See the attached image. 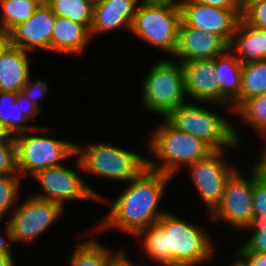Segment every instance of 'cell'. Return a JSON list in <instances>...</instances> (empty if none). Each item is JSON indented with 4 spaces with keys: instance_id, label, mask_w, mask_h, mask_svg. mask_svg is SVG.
Returning a JSON list of instances; mask_svg holds the SVG:
<instances>
[{
    "instance_id": "obj_33",
    "label": "cell",
    "mask_w": 266,
    "mask_h": 266,
    "mask_svg": "<svg viewBox=\"0 0 266 266\" xmlns=\"http://www.w3.org/2000/svg\"><path fill=\"white\" fill-rule=\"evenodd\" d=\"M32 74L29 75L28 81L22 88V93L26 95V97L35 103L38 108L42 110V107L40 106V101L43 96L48 95L50 90V84L44 79L37 78L35 80H32Z\"/></svg>"
},
{
    "instance_id": "obj_42",
    "label": "cell",
    "mask_w": 266,
    "mask_h": 266,
    "mask_svg": "<svg viewBox=\"0 0 266 266\" xmlns=\"http://www.w3.org/2000/svg\"><path fill=\"white\" fill-rule=\"evenodd\" d=\"M142 1L150 4L168 5L181 9V6L184 4L186 0H142Z\"/></svg>"
},
{
    "instance_id": "obj_22",
    "label": "cell",
    "mask_w": 266,
    "mask_h": 266,
    "mask_svg": "<svg viewBox=\"0 0 266 266\" xmlns=\"http://www.w3.org/2000/svg\"><path fill=\"white\" fill-rule=\"evenodd\" d=\"M241 66V62L230 49L214 59V75L220 89V104L231 107L240 97Z\"/></svg>"
},
{
    "instance_id": "obj_28",
    "label": "cell",
    "mask_w": 266,
    "mask_h": 266,
    "mask_svg": "<svg viewBox=\"0 0 266 266\" xmlns=\"http://www.w3.org/2000/svg\"><path fill=\"white\" fill-rule=\"evenodd\" d=\"M94 2L95 0H52L48 5L56 16L71 19L90 30Z\"/></svg>"
},
{
    "instance_id": "obj_5",
    "label": "cell",
    "mask_w": 266,
    "mask_h": 266,
    "mask_svg": "<svg viewBox=\"0 0 266 266\" xmlns=\"http://www.w3.org/2000/svg\"><path fill=\"white\" fill-rule=\"evenodd\" d=\"M156 224L166 233L167 253L174 259V266H202L217 252L203 225H195L170 211Z\"/></svg>"
},
{
    "instance_id": "obj_8",
    "label": "cell",
    "mask_w": 266,
    "mask_h": 266,
    "mask_svg": "<svg viewBox=\"0 0 266 266\" xmlns=\"http://www.w3.org/2000/svg\"><path fill=\"white\" fill-rule=\"evenodd\" d=\"M74 159L73 168L76 167L78 170H73L70 167L68 168L64 163L60 166L42 169L31 176L39 183V187H41L42 191L39 190V192L32 193L31 196L59 204L63 208L66 206L65 202L68 201L83 202L92 200L93 202H98L102 194L94 190V188L81 177L83 169L76 153L72 156L73 161Z\"/></svg>"
},
{
    "instance_id": "obj_11",
    "label": "cell",
    "mask_w": 266,
    "mask_h": 266,
    "mask_svg": "<svg viewBox=\"0 0 266 266\" xmlns=\"http://www.w3.org/2000/svg\"><path fill=\"white\" fill-rule=\"evenodd\" d=\"M16 207L5 223L11 227L15 243L21 244L35 243L64 213L61 205L31 195Z\"/></svg>"
},
{
    "instance_id": "obj_27",
    "label": "cell",
    "mask_w": 266,
    "mask_h": 266,
    "mask_svg": "<svg viewBox=\"0 0 266 266\" xmlns=\"http://www.w3.org/2000/svg\"><path fill=\"white\" fill-rule=\"evenodd\" d=\"M234 114L241 122L254 129L257 136L266 135V94L246 99Z\"/></svg>"
},
{
    "instance_id": "obj_31",
    "label": "cell",
    "mask_w": 266,
    "mask_h": 266,
    "mask_svg": "<svg viewBox=\"0 0 266 266\" xmlns=\"http://www.w3.org/2000/svg\"><path fill=\"white\" fill-rule=\"evenodd\" d=\"M252 204L254 216L266 215V177L262 176L256 167Z\"/></svg>"
},
{
    "instance_id": "obj_14",
    "label": "cell",
    "mask_w": 266,
    "mask_h": 266,
    "mask_svg": "<svg viewBox=\"0 0 266 266\" xmlns=\"http://www.w3.org/2000/svg\"><path fill=\"white\" fill-rule=\"evenodd\" d=\"M56 15L49 5L40 4L33 15L9 31L12 46L26 52H51V34Z\"/></svg>"
},
{
    "instance_id": "obj_16",
    "label": "cell",
    "mask_w": 266,
    "mask_h": 266,
    "mask_svg": "<svg viewBox=\"0 0 266 266\" xmlns=\"http://www.w3.org/2000/svg\"><path fill=\"white\" fill-rule=\"evenodd\" d=\"M184 73V84L187 98L191 102H204L205 105L213 104L217 108L222 106L231 114V107L220 104V89L214 71V59L190 60L181 62Z\"/></svg>"
},
{
    "instance_id": "obj_2",
    "label": "cell",
    "mask_w": 266,
    "mask_h": 266,
    "mask_svg": "<svg viewBox=\"0 0 266 266\" xmlns=\"http://www.w3.org/2000/svg\"><path fill=\"white\" fill-rule=\"evenodd\" d=\"M147 139V168L175 177L182 168L209 156L214 150L204 141L173 127L165 118Z\"/></svg>"
},
{
    "instance_id": "obj_39",
    "label": "cell",
    "mask_w": 266,
    "mask_h": 266,
    "mask_svg": "<svg viewBox=\"0 0 266 266\" xmlns=\"http://www.w3.org/2000/svg\"><path fill=\"white\" fill-rule=\"evenodd\" d=\"M262 139V141L264 140L265 143H263V149L261 151V154H259V156H257V158L255 159L256 162L253 164L259 171V173L266 177V135L260 137Z\"/></svg>"
},
{
    "instance_id": "obj_19",
    "label": "cell",
    "mask_w": 266,
    "mask_h": 266,
    "mask_svg": "<svg viewBox=\"0 0 266 266\" xmlns=\"http://www.w3.org/2000/svg\"><path fill=\"white\" fill-rule=\"evenodd\" d=\"M91 41L90 30L85 25L56 16L51 34V53L80 56Z\"/></svg>"
},
{
    "instance_id": "obj_4",
    "label": "cell",
    "mask_w": 266,
    "mask_h": 266,
    "mask_svg": "<svg viewBox=\"0 0 266 266\" xmlns=\"http://www.w3.org/2000/svg\"><path fill=\"white\" fill-rule=\"evenodd\" d=\"M121 147L98 141L76 144L83 173L125 183L137 178L147 168L146 155Z\"/></svg>"
},
{
    "instance_id": "obj_46",
    "label": "cell",
    "mask_w": 266,
    "mask_h": 266,
    "mask_svg": "<svg viewBox=\"0 0 266 266\" xmlns=\"http://www.w3.org/2000/svg\"><path fill=\"white\" fill-rule=\"evenodd\" d=\"M257 1H261V0H237V3H238V6L241 12H243L248 6H250L252 3L257 2Z\"/></svg>"
},
{
    "instance_id": "obj_17",
    "label": "cell",
    "mask_w": 266,
    "mask_h": 266,
    "mask_svg": "<svg viewBox=\"0 0 266 266\" xmlns=\"http://www.w3.org/2000/svg\"><path fill=\"white\" fill-rule=\"evenodd\" d=\"M140 2L141 0H95L91 38L119 28L130 32Z\"/></svg>"
},
{
    "instance_id": "obj_34",
    "label": "cell",
    "mask_w": 266,
    "mask_h": 266,
    "mask_svg": "<svg viewBox=\"0 0 266 266\" xmlns=\"http://www.w3.org/2000/svg\"><path fill=\"white\" fill-rule=\"evenodd\" d=\"M249 237L242 242L237 252H260L266 254V229L264 230H244Z\"/></svg>"
},
{
    "instance_id": "obj_26",
    "label": "cell",
    "mask_w": 266,
    "mask_h": 266,
    "mask_svg": "<svg viewBox=\"0 0 266 266\" xmlns=\"http://www.w3.org/2000/svg\"><path fill=\"white\" fill-rule=\"evenodd\" d=\"M39 5L36 0H0V30L9 32L25 22Z\"/></svg>"
},
{
    "instance_id": "obj_3",
    "label": "cell",
    "mask_w": 266,
    "mask_h": 266,
    "mask_svg": "<svg viewBox=\"0 0 266 266\" xmlns=\"http://www.w3.org/2000/svg\"><path fill=\"white\" fill-rule=\"evenodd\" d=\"M203 105L204 102L189 101L172 110L165 119L176 129L204 141L214 151L239 149L242 139L232 121Z\"/></svg>"
},
{
    "instance_id": "obj_29",
    "label": "cell",
    "mask_w": 266,
    "mask_h": 266,
    "mask_svg": "<svg viewBox=\"0 0 266 266\" xmlns=\"http://www.w3.org/2000/svg\"><path fill=\"white\" fill-rule=\"evenodd\" d=\"M23 180L20 175L0 176V223L18 205Z\"/></svg>"
},
{
    "instance_id": "obj_6",
    "label": "cell",
    "mask_w": 266,
    "mask_h": 266,
    "mask_svg": "<svg viewBox=\"0 0 266 266\" xmlns=\"http://www.w3.org/2000/svg\"><path fill=\"white\" fill-rule=\"evenodd\" d=\"M143 77L141 107L147 112L165 118L172 110L189 102L181 62L171 58L158 60Z\"/></svg>"
},
{
    "instance_id": "obj_38",
    "label": "cell",
    "mask_w": 266,
    "mask_h": 266,
    "mask_svg": "<svg viewBox=\"0 0 266 266\" xmlns=\"http://www.w3.org/2000/svg\"><path fill=\"white\" fill-rule=\"evenodd\" d=\"M194 1L222 9H240L237 0H194Z\"/></svg>"
},
{
    "instance_id": "obj_1",
    "label": "cell",
    "mask_w": 266,
    "mask_h": 266,
    "mask_svg": "<svg viewBox=\"0 0 266 266\" xmlns=\"http://www.w3.org/2000/svg\"><path fill=\"white\" fill-rule=\"evenodd\" d=\"M172 179L174 177L168 174L146 168L137 178L127 182L126 188L113 201L103 195L98 202L110 205L109 210L93 230L99 233L118 229L134 237L140 230L156 224L167 212L159 205Z\"/></svg>"
},
{
    "instance_id": "obj_13",
    "label": "cell",
    "mask_w": 266,
    "mask_h": 266,
    "mask_svg": "<svg viewBox=\"0 0 266 266\" xmlns=\"http://www.w3.org/2000/svg\"><path fill=\"white\" fill-rule=\"evenodd\" d=\"M241 18L240 9H222L194 0L181 6V20L186 25L220 35L229 45Z\"/></svg>"
},
{
    "instance_id": "obj_44",
    "label": "cell",
    "mask_w": 266,
    "mask_h": 266,
    "mask_svg": "<svg viewBox=\"0 0 266 266\" xmlns=\"http://www.w3.org/2000/svg\"><path fill=\"white\" fill-rule=\"evenodd\" d=\"M15 264L13 257L0 252V266H15Z\"/></svg>"
},
{
    "instance_id": "obj_30",
    "label": "cell",
    "mask_w": 266,
    "mask_h": 266,
    "mask_svg": "<svg viewBox=\"0 0 266 266\" xmlns=\"http://www.w3.org/2000/svg\"><path fill=\"white\" fill-rule=\"evenodd\" d=\"M19 175L15 141H0V176Z\"/></svg>"
},
{
    "instance_id": "obj_40",
    "label": "cell",
    "mask_w": 266,
    "mask_h": 266,
    "mask_svg": "<svg viewBox=\"0 0 266 266\" xmlns=\"http://www.w3.org/2000/svg\"><path fill=\"white\" fill-rule=\"evenodd\" d=\"M266 229V215L261 214L258 216H253L250 224L245 230H264Z\"/></svg>"
},
{
    "instance_id": "obj_10",
    "label": "cell",
    "mask_w": 266,
    "mask_h": 266,
    "mask_svg": "<svg viewBox=\"0 0 266 266\" xmlns=\"http://www.w3.org/2000/svg\"><path fill=\"white\" fill-rule=\"evenodd\" d=\"M239 169L228 179L221 202L208 216L213 223H227L237 230L244 231L254 216L252 194L255 166L249 177L242 174Z\"/></svg>"
},
{
    "instance_id": "obj_37",
    "label": "cell",
    "mask_w": 266,
    "mask_h": 266,
    "mask_svg": "<svg viewBox=\"0 0 266 266\" xmlns=\"http://www.w3.org/2000/svg\"><path fill=\"white\" fill-rule=\"evenodd\" d=\"M250 266H266V254L260 252H238Z\"/></svg>"
},
{
    "instance_id": "obj_36",
    "label": "cell",
    "mask_w": 266,
    "mask_h": 266,
    "mask_svg": "<svg viewBox=\"0 0 266 266\" xmlns=\"http://www.w3.org/2000/svg\"><path fill=\"white\" fill-rule=\"evenodd\" d=\"M5 225L6 226H4L3 232L0 231V252L14 257L12 254V247L10 248V245H12V243L14 244L15 240L11 227L7 223Z\"/></svg>"
},
{
    "instance_id": "obj_41",
    "label": "cell",
    "mask_w": 266,
    "mask_h": 266,
    "mask_svg": "<svg viewBox=\"0 0 266 266\" xmlns=\"http://www.w3.org/2000/svg\"><path fill=\"white\" fill-rule=\"evenodd\" d=\"M11 45L9 32L0 30V58Z\"/></svg>"
},
{
    "instance_id": "obj_24",
    "label": "cell",
    "mask_w": 266,
    "mask_h": 266,
    "mask_svg": "<svg viewBox=\"0 0 266 266\" xmlns=\"http://www.w3.org/2000/svg\"><path fill=\"white\" fill-rule=\"evenodd\" d=\"M140 250L157 266H174V259L167 253L166 233L157 225L140 230L134 237ZM138 240V241H137ZM141 240V241H140Z\"/></svg>"
},
{
    "instance_id": "obj_12",
    "label": "cell",
    "mask_w": 266,
    "mask_h": 266,
    "mask_svg": "<svg viewBox=\"0 0 266 266\" xmlns=\"http://www.w3.org/2000/svg\"><path fill=\"white\" fill-rule=\"evenodd\" d=\"M228 150L214 151L206 158L187 166L200 201L204 203L210 215L221 202L225 185L232 174L239 168L225 159ZM189 169V171H188Z\"/></svg>"
},
{
    "instance_id": "obj_23",
    "label": "cell",
    "mask_w": 266,
    "mask_h": 266,
    "mask_svg": "<svg viewBox=\"0 0 266 266\" xmlns=\"http://www.w3.org/2000/svg\"><path fill=\"white\" fill-rule=\"evenodd\" d=\"M90 237L77 242L69 258L70 266H108L110 256L115 252L94 236L93 228L87 231ZM91 233V234H90Z\"/></svg>"
},
{
    "instance_id": "obj_15",
    "label": "cell",
    "mask_w": 266,
    "mask_h": 266,
    "mask_svg": "<svg viewBox=\"0 0 266 266\" xmlns=\"http://www.w3.org/2000/svg\"><path fill=\"white\" fill-rule=\"evenodd\" d=\"M228 49L229 44L220 35L192 28L181 20L172 59L178 62L215 59Z\"/></svg>"
},
{
    "instance_id": "obj_47",
    "label": "cell",
    "mask_w": 266,
    "mask_h": 266,
    "mask_svg": "<svg viewBox=\"0 0 266 266\" xmlns=\"http://www.w3.org/2000/svg\"><path fill=\"white\" fill-rule=\"evenodd\" d=\"M39 4L48 5L52 0H36Z\"/></svg>"
},
{
    "instance_id": "obj_25",
    "label": "cell",
    "mask_w": 266,
    "mask_h": 266,
    "mask_svg": "<svg viewBox=\"0 0 266 266\" xmlns=\"http://www.w3.org/2000/svg\"><path fill=\"white\" fill-rule=\"evenodd\" d=\"M266 94V60L241 66L240 97L231 105L233 112L249 98Z\"/></svg>"
},
{
    "instance_id": "obj_7",
    "label": "cell",
    "mask_w": 266,
    "mask_h": 266,
    "mask_svg": "<svg viewBox=\"0 0 266 266\" xmlns=\"http://www.w3.org/2000/svg\"><path fill=\"white\" fill-rule=\"evenodd\" d=\"M49 127L36 126L34 129L15 136L18 174L33 176L37 171L68 162L76 153V143L49 135Z\"/></svg>"
},
{
    "instance_id": "obj_20",
    "label": "cell",
    "mask_w": 266,
    "mask_h": 266,
    "mask_svg": "<svg viewBox=\"0 0 266 266\" xmlns=\"http://www.w3.org/2000/svg\"><path fill=\"white\" fill-rule=\"evenodd\" d=\"M229 49L241 64L266 60V30L253 27L241 18Z\"/></svg>"
},
{
    "instance_id": "obj_21",
    "label": "cell",
    "mask_w": 266,
    "mask_h": 266,
    "mask_svg": "<svg viewBox=\"0 0 266 266\" xmlns=\"http://www.w3.org/2000/svg\"><path fill=\"white\" fill-rule=\"evenodd\" d=\"M29 52L10 46L0 58V91L20 92L31 74Z\"/></svg>"
},
{
    "instance_id": "obj_18",
    "label": "cell",
    "mask_w": 266,
    "mask_h": 266,
    "mask_svg": "<svg viewBox=\"0 0 266 266\" xmlns=\"http://www.w3.org/2000/svg\"><path fill=\"white\" fill-rule=\"evenodd\" d=\"M41 113L43 110L21 91H0V120L14 136L34 129L36 126L28 122L35 121Z\"/></svg>"
},
{
    "instance_id": "obj_43",
    "label": "cell",
    "mask_w": 266,
    "mask_h": 266,
    "mask_svg": "<svg viewBox=\"0 0 266 266\" xmlns=\"http://www.w3.org/2000/svg\"><path fill=\"white\" fill-rule=\"evenodd\" d=\"M0 141H15V136L0 120Z\"/></svg>"
},
{
    "instance_id": "obj_45",
    "label": "cell",
    "mask_w": 266,
    "mask_h": 266,
    "mask_svg": "<svg viewBox=\"0 0 266 266\" xmlns=\"http://www.w3.org/2000/svg\"><path fill=\"white\" fill-rule=\"evenodd\" d=\"M235 259L229 266H250L248 262L236 251L234 252Z\"/></svg>"
},
{
    "instance_id": "obj_35",
    "label": "cell",
    "mask_w": 266,
    "mask_h": 266,
    "mask_svg": "<svg viewBox=\"0 0 266 266\" xmlns=\"http://www.w3.org/2000/svg\"><path fill=\"white\" fill-rule=\"evenodd\" d=\"M108 266H147L136 264V261H132V259L127 255V252L123 249L115 250V252L110 256ZM150 266V265H148Z\"/></svg>"
},
{
    "instance_id": "obj_9",
    "label": "cell",
    "mask_w": 266,
    "mask_h": 266,
    "mask_svg": "<svg viewBox=\"0 0 266 266\" xmlns=\"http://www.w3.org/2000/svg\"><path fill=\"white\" fill-rule=\"evenodd\" d=\"M180 23L181 9L141 0L130 32L140 41L164 51L163 53L172 58L177 47Z\"/></svg>"
},
{
    "instance_id": "obj_32",
    "label": "cell",
    "mask_w": 266,
    "mask_h": 266,
    "mask_svg": "<svg viewBox=\"0 0 266 266\" xmlns=\"http://www.w3.org/2000/svg\"><path fill=\"white\" fill-rule=\"evenodd\" d=\"M242 19L253 27L266 30V0L252 3L242 12Z\"/></svg>"
}]
</instances>
